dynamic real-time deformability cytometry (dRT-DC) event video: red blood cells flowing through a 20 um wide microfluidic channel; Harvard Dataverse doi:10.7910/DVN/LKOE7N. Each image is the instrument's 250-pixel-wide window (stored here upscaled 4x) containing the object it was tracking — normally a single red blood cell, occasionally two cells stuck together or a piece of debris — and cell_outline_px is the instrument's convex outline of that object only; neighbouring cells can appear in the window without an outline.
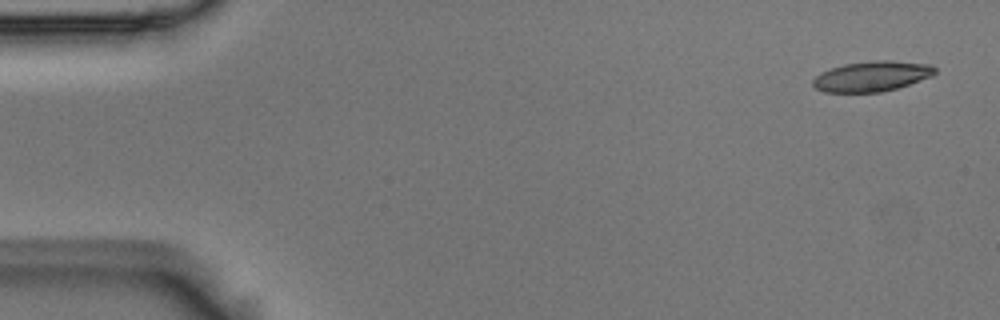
{"species": "Egyptian fruit bat (a non-hibernating species)", "species_latin": "Rousettus aegyptiacus", "temperature_condition": "room temperature", "stored_images_in_passage": 6, "camera_frame_rate_fps": 3000, "um_per_image_px": 0.085, "animal": {"sex": "male"}, "frame": {"image": 1, "passage_image": 1, "time_ms": 0.0, "image_size_px": [1000, 320], "cell_outline_px": [[936, 72], [932, 76], [896, 88], [880, 92], [824, 92], [816, 88], [812, 84], [812, 80], [820, 72], [844, 64], [872, 60], [892, 60], [932, 64], [936, 68]], "centroid_in_image_um": [74.11, 6.47], "position_along_channel_um": 10.9, "area_um2": 21.56}}
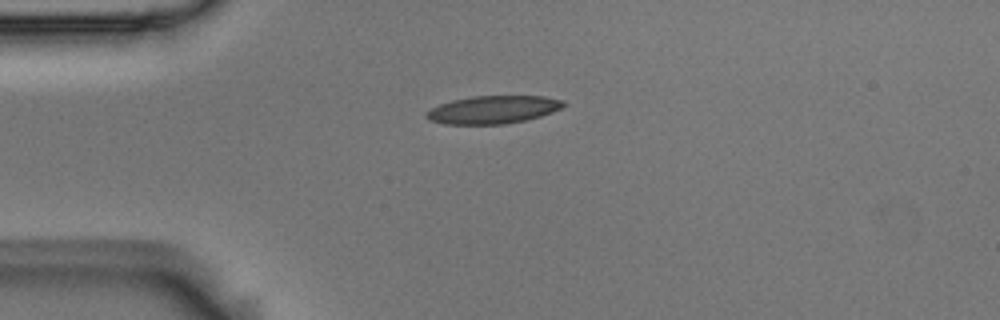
{"frame": {"image": 2, "passage_image": 4, "time_ms": 1.0, "image_size_px": [1000, 320], "cell_outline_px": [[568, 104], [552, 112], [540, 116], [524, 120], [504, 124], [444, 124], [428, 120], [424, 116], [424, 112], [440, 104], [452, 100], [472, 96], [544, 96], [564, 100]], "centroid_in_image_um": [41.89, 9.32], "position_along_channel_um": 43.1, "area_um2": 22.37}}
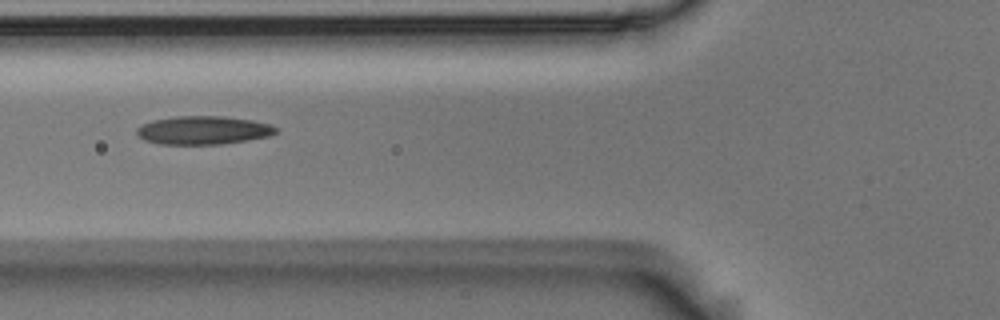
{"frame": {"image": 3, "passage_image": 6, "time_ms": 1.667, "image_size_px": [1000, 320], "cell_outline_px": [[276, 132], [268, 136], [248, 140], [220, 144], [160, 144], [144, 140], [136, 132], [136, 128], [140, 124], [152, 120], [176, 116], [224, 116], [252, 120], [268, 124], [276, 128]], "centroid_in_image_um": [17.22, 11.06], "position_along_channel_um": 108.6, "area_um2": 22.95}}